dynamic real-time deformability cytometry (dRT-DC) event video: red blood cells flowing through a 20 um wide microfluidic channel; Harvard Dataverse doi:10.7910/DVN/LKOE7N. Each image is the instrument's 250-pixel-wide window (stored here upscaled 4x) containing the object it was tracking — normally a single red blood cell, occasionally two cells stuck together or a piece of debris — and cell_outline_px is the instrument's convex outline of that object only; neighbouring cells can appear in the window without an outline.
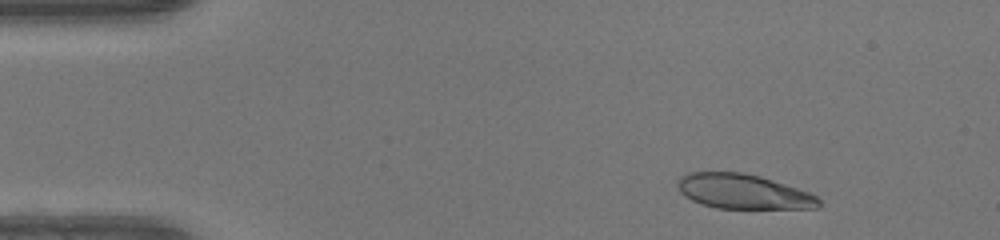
{"species": "human", "species_latin": "Homo sapiens", "temperature_condition": "warm", "stored_images_in_passage": 48, "camera_frame_rate_fps": 3000, "um_per_image_px": 0.085, "donor": {"sex": "female"}, "frame": {"image": 1, "passage_image": 5, "time_ms": 1.333, "image_size_px": [1000, 240], "cell_outline_px": [[820, 204], [816, 208], [716, 208], [692, 200], [684, 196], [680, 192], [676, 184], [676, 180], [680, 176], [688, 172], [744, 172], [760, 176], [808, 192], [816, 196], [820, 200]], "centroid_in_image_um": [63.11, 16.27], "position_along_channel_um": 21.9, "area_um2": 28.44}}
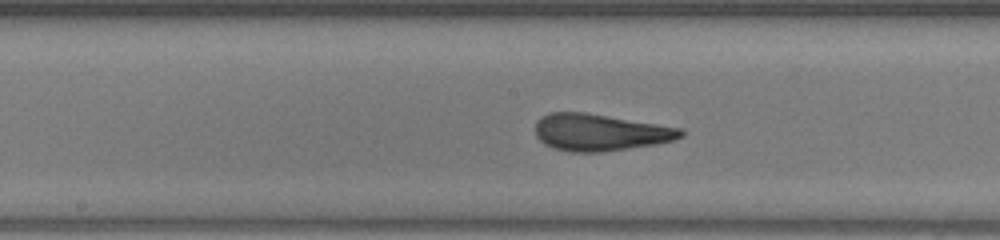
{"frame": {"image": 2, "passage_image": 24, "time_ms": 7.667, "image_size_px": [1000, 240], "cell_outline_px": [[684, 136], [672, 140], [656, 144], [600, 152], [568, 152], [552, 148], [544, 144], [536, 136], [536, 120], [540, 116], [548, 112], [584, 112], [684, 128]], "centroid_in_image_um": [50.98, 11.24], "position_along_channel_um": 197.2, "area_um2": 31.44}}
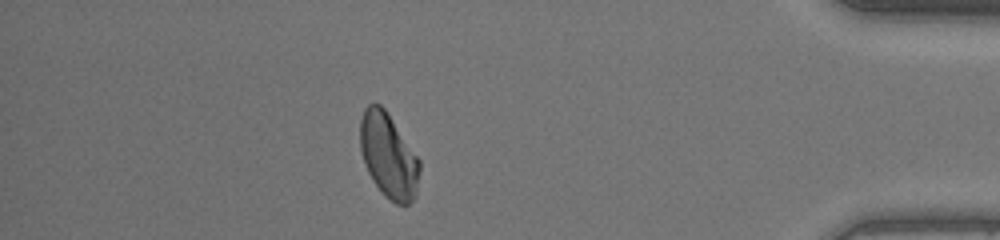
{"frame": {"image": 3, "passage_image": 42, "time_ms": 13.667, "image_size_px": [1000, 240], "cell_outline_px": [[420, 168], [416, 196], [408, 204], [396, 204], [384, 196], [380, 192], [372, 180], [368, 172], [360, 148], [360, 120], [364, 108], [368, 104], [380, 104], [384, 108], [420, 160]], "centroid_in_image_um": [33.02, 13.26], "position_along_channel_um": 402.2, "area_um2": 29.25}, "authors_computed_cell_mechanics": {"area_um2": 30.4028, "velocity_mm_per_s": 4.1701, "shape_relaxation_time_tau1_ms": 7.2349, "shape_relaxation_time_tau2_ms": null, "deformation_change_tau1": 0.2579, "deformation_change_tau2": null}}